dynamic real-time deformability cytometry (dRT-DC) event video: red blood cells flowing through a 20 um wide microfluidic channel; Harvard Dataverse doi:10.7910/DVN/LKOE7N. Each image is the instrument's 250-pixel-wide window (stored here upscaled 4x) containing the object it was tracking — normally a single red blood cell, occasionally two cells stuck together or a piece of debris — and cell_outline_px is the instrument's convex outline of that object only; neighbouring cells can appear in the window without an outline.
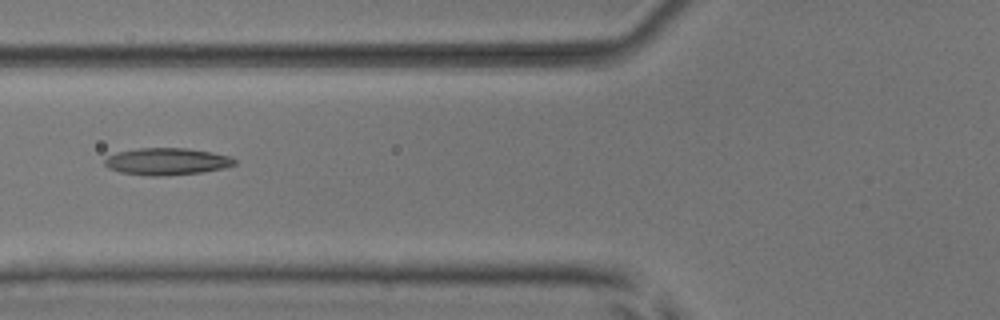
{"species": "common noctule bat (a hibernating species)", "species_latin": "Nyctalus noctula", "temperature_condition": "room temperature", "stored_images_in_passage": 6, "camera_frame_rate_fps": 3000, "um_per_image_px": 0.085, "animal": {"sex": "male", "body_mass_g": 17.9, "forearm_length_mm": 54.2}, "frame": {"image": 1, "passage_image": 5, "time_ms": 1.333, "image_size_px": [1000, 320], "cell_outline_px": [[236, 164], [224, 168], [200, 172], [164, 176], [152, 176], [120, 172], [108, 168], [104, 164], [104, 160], [108, 156], [116, 152], [140, 148], [188, 148], [212, 152], [232, 156], [236, 160]], "centroid_in_image_um": [14.19, 13.72], "position_along_channel_um": 111.6, "area_um2": 20.52}}
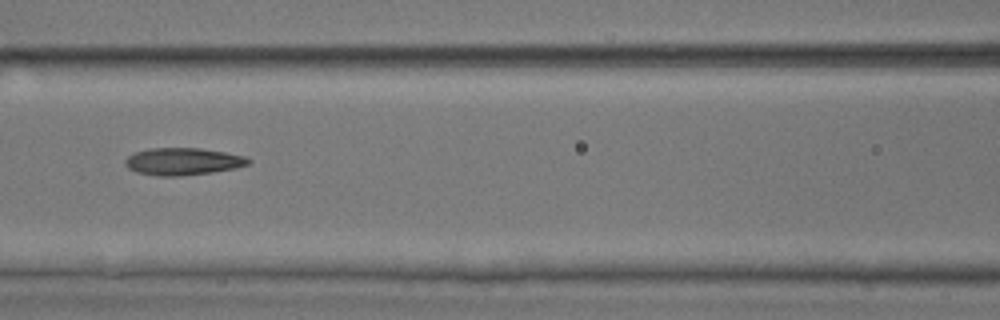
{"frame": {"image": 2, "passage_image": 6, "time_ms": 1.667, "image_size_px": [1000, 320], "cell_outline_px": [[252, 160], [248, 164], [236, 168], [212, 172], [180, 176], [156, 176], [136, 172], [128, 168], [124, 164], [124, 160], [128, 156], [136, 152], [148, 148], [200, 148], [224, 152], [244, 156]], "centroid_in_image_um": [15.52, 13.73], "position_along_channel_um": 151.1, "area_um2": 19.59}}